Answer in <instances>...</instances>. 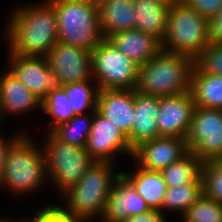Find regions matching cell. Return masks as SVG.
Instances as JSON below:
<instances>
[{
	"mask_svg": "<svg viewBox=\"0 0 222 222\" xmlns=\"http://www.w3.org/2000/svg\"><path fill=\"white\" fill-rule=\"evenodd\" d=\"M14 8L4 36L8 52L22 56L46 57L58 42V24L53 6L43 3Z\"/></svg>",
	"mask_w": 222,
	"mask_h": 222,
	"instance_id": "1",
	"label": "cell"
},
{
	"mask_svg": "<svg viewBox=\"0 0 222 222\" xmlns=\"http://www.w3.org/2000/svg\"><path fill=\"white\" fill-rule=\"evenodd\" d=\"M120 175L121 171L114 173L113 163L93 161L79 181L62 194L67 205L55 206L71 219L89 222L102 218L111 188Z\"/></svg>",
	"mask_w": 222,
	"mask_h": 222,
	"instance_id": "2",
	"label": "cell"
},
{
	"mask_svg": "<svg viewBox=\"0 0 222 222\" xmlns=\"http://www.w3.org/2000/svg\"><path fill=\"white\" fill-rule=\"evenodd\" d=\"M194 64L195 60L188 55L161 49L139 66L136 90L159 97L190 91Z\"/></svg>",
	"mask_w": 222,
	"mask_h": 222,
	"instance_id": "3",
	"label": "cell"
},
{
	"mask_svg": "<svg viewBox=\"0 0 222 222\" xmlns=\"http://www.w3.org/2000/svg\"><path fill=\"white\" fill-rule=\"evenodd\" d=\"M40 148L22 131L8 150L0 188L20 196L36 191L45 181L49 182L45 156Z\"/></svg>",
	"mask_w": 222,
	"mask_h": 222,
	"instance_id": "4",
	"label": "cell"
},
{
	"mask_svg": "<svg viewBox=\"0 0 222 222\" xmlns=\"http://www.w3.org/2000/svg\"><path fill=\"white\" fill-rule=\"evenodd\" d=\"M54 8L58 42L92 51L103 39L97 0H47Z\"/></svg>",
	"mask_w": 222,
	"mask_h": 222,
	"instance_id": "5",
	"label": "cell"
},
{
	"mask_svg": "<svg viewBox=\"0 0 222 222\" xmlns=\"http://www.w3.org/2000/svg\"><path fill=\"white\" fill-rule=\"evenodd\" d=\"M209 44L206 17L198 14L184 2L170 6L161 49L185 54L195 60Z\"/></svg>",
	"mask_w": 222,
	"mask_h": 222,
	"instance_id": "6",
	"label": "cell"
},
{
	"mask_svg": "<svg viewBox=\"0 0 222 222\" xmlns=\"http://www.w3.org/2000/svg\"><path fill=\"white\" fill-rule=\"evenodd\" d=\"M43 153L49 182L61 194L75 185L93 160L85 148L59 140L52 132H45Z\"/></svg>",
	"mask_w": 222,
	"mask_h": 222,
	"instance_id": "7",
	"label": "cell"
},
{
	"mask_svg": "<svg viewBox=\"0 0 222 222\" xmlns=\"http://www.w3.org/2000/svg\"><path fill=\"white\" fill-rule=\"evenodd\" d=\"M92 79L99 90L136 89L139 65L104 38L91 51Z\"/></svg>",
	"mask_w": 222,
	"mask_h": 222,
	"instance_id": "8",
	"label": "cell"
},
{
	"mask_svg": "<svg viewBox=\"0 0 222 222\" xmlns=\"http://www.w3.org/2000/svg\"><path fill=\"white\" fill-rule=\"evenodd\" d=\"M186 145L203 163L222 158V110L195 106Z\"/></svg>",
	"mask_w": 222,
	"mask_h": 222,
	"instance_id": "9",
	"label": "cell"
},
{
	"mask_svg": "<svg viewBox=\"0 0 222 222\" xmlns=\"http://www.w3.org/2000/svg\"><path fill=\"white\" fill-rule=\"evenodd\" d=\"M8 55L7 70L41 101L48 93L63 89V82L50 68L46 57Z\"/></svg>",
	"mask_w": 222,
	"mask_h": 222,
	"instance_id": "10",
	"label": "cell"
},
{
	"mask_svg": "<svg viewBox=\"0 0 222 222\" xmlns=\"http://www.w3.org/2000/svg\"><path fill=\"white\" fill-rule=\"evenodd\" d=\"M86 151L97 162L115 163L118 153L133 155L128 138L113 122L94 111L93 122L88 136ZM116 154V155H115ZM113 161V162H112Z\"/></svg>",
	"mask_w": 222,
	"mask_h": 222,
	"instance_id": "11",
	"label": "cell"
},
{
	"mask_svg": "<svg viewBox=\"0 0 222 222\" xmlns=\"http://www.w3.org/2000/svg\"><path fill=\"white\" fill-rule=\"evenodd\" d=\"M49 66L64 85L93 80L91 51L57 42L46 56Z\"/></svg>",
	"mask_w": 222,
	"mask_h": 222,
	"instance_id": "12",
	"label": "cell"
},
{
	"mask_svg": "<svg viewBox=\"0 0 222 222\" xmlns=\"http://www.w3.org/2000/svg\"><path fill=\"white\" fill-rule=\"evenodd\" d=\"M194 107L190 91L160 97L156 116L159 135L186 139Z\"/></svg>",
	"mask_w": 222,
	"mask_h": 222,
	"instance_id": "13",
	"label": "cell"
},
{
	"mask_svg": "<svg viewBox=\"0 0 222 222\" xmlns=\"http://www.w3.org/2000/svg\"><path fill=\"white\" fill-rule=\"evenodd\" d=\"M188 152L186 139L161 136L140 143L133 149L135 164L145 169L161 171Z\"/></svg>",
	"mask_w": 222,
	"mask_h": 222,
	"instance_id": "14",
	"label": "cell"
},
{
	"mask_svg": "<svg viewBox=\"0 0 222 222\" xmlns=\"http://www.w3.org/2000/svg\"><path fill=\"white\" fill-rule=\"evenodd\" d=\"M151 210L131 183L121 174L111 188L101 222H124Z\"/></svg>",
	"mask_w": 222,
	"mask_h": 222,
	"instance_id": "15",
	"label": "cell"
},
{
	"mask_svg": "<svg viewBox=\"0 0 222 222\" xmlns=\"http://www.w3.org/2000/svg\"><path fill=\"white\" fill-rule=\"evenodd\" d=\"M96 110L128 137L134 123V89H103L98 91Z\"/></svg>",
	"mask_w": 222,
	"mask_h": 222,
	"instance_id": "16",
	"label": "cell"
},
{
	"mask_svg": "<svg viewBox=\"0 0 222 222\" xmlns=\"http://www.w3.org/2000/svg\"><path fill=\"white\" fill-rule=\"evenodd\" d=\"M159 96L144 94L134 89V123L127 137L132 149L140 143L161 137L156 116L159 113Z\"/></svg>",
	"mask_w": 222,
	"mask_h": 222,
	"instance_id": "17",
	"label": "cell"
},
{
	"mask_svg": "<svg viewBox=\"0 0 222 222\" xmlns=\"http://www.w3.org/2000/svg\"><path fill=\"white\" fill-rule=\"evenodd\" d=\"M39 108L41 100L32 94L8 70L0 74V125L5 115H21Z\"/></svg>",
	"mask_w": 222,
	"mask_h": 222,
	"instance_id": "18",
	"label": "cell"
},
{
	"mask_svg": "<svg viewBox=\"0 0 222 222\" xmlns=\"http://www.w3.org/2000/svg\"><path fill=\"white\" fill-rule=\"evenodd\" d=\"M126 57L141 66L161 50V43L139 30L118 32L108 38Z\"/></svg>",
	"mask_w": 222,
	"mask_h": 222,
	"instance_id": "19",
	"label": "cell"
},
{
	"mask_svg": "<svg viewBox=\"0 0 222 222\" xmlns=\"http://www.w3.org/2000/svg\"><path fill=\"white\" fill-rule=\"evenodd\" d=\"M97 4L104 38L108 39L118 32L135 29L133 0H97Z\"/></svg>",
	"mask_w": 222,
	"mask_h": 222,
	"instance_id": "20",
	"label": "cell"
},
{
	"mask_svg": "<svg viewBox=\"0 0 222 222\" xmlns=\"http://www.w3.org/2000/svg\"><path fill=\"white\" fill-rule=\"evenodd\" d=\"M135 29L155 37L160 43L167 30L170 6L156 0H133Z\"/></svg>",
	"mask_w": 222,
	"mask_h": 222,
	"instance_id": "21",
	"label": "cell"
},
{
	"mask_svg": "<svg viewBox=\"0 0 222 222\" xmlns=\"http://www.w3.org/2000/svg\"><path fill=\"white\" fill-rule=\"evenodd\" d=\"M121 174L141 195L150 209L162 212V201L167 186L160 171L145 169L138 165L133 173L122 171Z\"/></svg>",
	"mask_w": 222,
	"mask_h": 222,
	"instance_id": "22",
	"label": "cell"
},
{
	"mask_svg": "<svg viewBox=\"0 0 222 222\" xmlns=\"http://www.w3.org/2000/svg\"><path fill=\"white\" fill-rule=\"evenodd\" d=\"M190 92L194 106L222 110V75L206 73L195 63Z\"/></svg>",
	"mask_w": 222,
	"mask_h": 222,
	"instance_id": "23",
	"label": "cell"
},
{
	"mask_svg": "<svg viewBox=\"0 0 222 222\" xmlns=\"http://www.w3.org/2000/svg\"><path fill=\"white\" fill-rule=\"evenodd\" d=\"M202 164L200 159L188 151L182 158L160 172L167 188L178 187L195 183L201 177Z\"/></svg>",
	"mask_w": 222,
	"mask_h": 222,
	"instance_id": "24",
	"label": "cell"
},
{
	"mask_svg": "<svg viewBox=\"0 0 222 222\" xmlns=\"http://www.w3.org/2000/svg\"><path fill=\"white\" fill-rule=\"evenodd\" d=\"M203 194L202 177L192 184L167 188L162 201V213L164 214L167 209L177 211L182 216Z\"/></svg>",
	"mask_w": 222,
	"mask_h": 222,
	"instance_id": "25",
	"label": "cell"
},
{
	"mask_svg": "<svg viewBox=\"0 0 222 222\" xmlns=\"http://www.w3.org/2000/svg\"><path fill=\"white\" fill-rule=\"evenodd\" d=\"M91 115H89V114ZM75 115L68 122L55 127L51 132L61 141L68 144L86 148L90 134L94 112Z\"/></svg>",
	"mask_w": 222,
	"mask_h": 222,
	"instance_id": "26",
	"label": "cell"
},
{
	"mask_svg": "<svg viewBox=\"0 0 222 222\" xmlns=\"http://www.w3.org/2000/svg\"><path fill=\"white\" fill-rule=\"evenodd\" d=\"M90 81L92 82V80H88L69 83L63 87L75 115L86 114V111L89 110L91 112L96 110L99 88L96 84L91 86Z\"/></svg>",
	"mask_w": 222,
	"mask_h": 222,
	"instance_id": "27",
	"label": "cell"
},
{
	"mask_svg": "<svg viewBox=\"0 0 222 222\" xmlns=\"http://www.w3.org/2000/svg\"><path fill=\"white\" fill-rule=\"evenodd\" d=\"M68 100L66 91L61 89L48 93L41 101V110L51 118L47 132L75 116Z\"/></svg>",
	"mask_w": 222,
	"mask_h": 222,
	"instance_id": "28",
	"label": "cell"
},
{
	"mask_svg": "<svg viewBox=\"0 0 222 222\" xmlns=\"http://www.w3.org/2000/svg\"><path fill=\"white\" fill-rule=\"evenodd\" d=\"M181 218L184 222H222V204L203 194Z\"/></svg>",
	"mask_w": 222,
	"mask_h": 222,
	"instance_id": "29",
	"label": "cell"
},
{
	"mask_svg": "<svg viewBox=\"0 0 222 222\" xmlns=\"http://www.w3.org/2000/svg\"><path fill=\"white\" fill-rule=\"evenodd\" d=\"M201 177L204 195L222 204V158L204 162Z\"/></svg>",
	"mask_w": 222,
	"mask_h": 222,
	"instance_id": "30",
	"label": "cell"
},
{
	"mask_svg": "<svg viewBox=\"0 0 222 222\" xmlns=\"http://www.w3.org/2000/svg\"><path fill=\"white\" fill-rule=\"evenodd\" d=\"M195 63L206 73L222 75V44L210 43Z\"/></svg>",
	"mask_w": 222,
	"mask_h": 222,
	"instance_id": "31",
	"label": "cell"
},
{
	"mask_svg": "<svg viewBox=\"0 0 222 222\" xmlns=\"http://www.w3.org/2000/svg\"><path fill=\"white\" fill-rule=\"evenodd\" d=\"M48 204V205H47ZM47 204L36 211L33 218L26 219V222H85L83 220L71 219L69 216L64 215L55 204Z\"/></svg>",
	"mask_w": 222,
	"mask_h": 222,
	"instance_id": "32",
	"label": "cell"
},
{
	"mask_svg": "<svg viewBox=\"0 0 222 222\" xmlns=\"http://www.w3.org/2000/svg\"><path fill=\"white\" fill-rule=\"evenodd\" d=\"M183 2L207 19L215 16L222 8V0H183Z\"/></svg>",
	"mask_w": 222,
	"mask_h": 222,
	"instance_id": "33",
	"label": "cell"
},
{
	"mask_svg": "<svg viewBox=\"0 0 222 222\" xmlns=\"http://www.w3.org/2000/svg\"><path fill=\"white\" fill-rule=\"evenodd\" d=\"M208 39L210 43L222 44V8L208 19Z\"/></svg>",
	"mask_w": 222,
	"mask_h": 222,
	"instance_id": "34",
	"label": "cell"
},
{
	"mask_svg": "<svg viewBox=\"0 0 222 222\" xmlns=\"http://www.w3.org/2000/svg\"><path fill=\"white\" fill-rule=\"evenodd\" d=\"M166 214L159 210H149L147 212L131 216L127 222H167Z\"/></svg>",
	"mask_w": 222,
	"mask_h": 222,
	"instance_id": "35",
	"label": "cell"
},
{
	"mask_svg": "<svg viewBox=\"0 0 222 222\" xmlns=\"http://www.w3.org/2000/svg\"><path fill=\"white\" fill-rule=\"evenodd\" d=\"M22 133H17L16 135H14L11 140L5 139L4 136L2 137V135H0V176L3 173L4 170V165H5V161H6V157H7V153L8 150L11 146V144L21 135ZM6 140V141H5Z\"/></svg>",
	"mask_w": 222,
	"mask_h": 222,
	"instance_id": "36",
	"label": "cell"
},
{
	"mask_svg": "<svg viewBox=\"0 0 222 222\" xmlns=\"http://www.w3.org/2000/svg\"><path fill=\"white\" fill-rule=\"evenodd\" d=\"M156 1H160L168 6H172L174 4L183 2V0H156Z\"/></svg>",
	"mask_w": 222,
	"mask_h": 222,
	"instance_id": "37",
	"label": "cell"
},
{
	"mask_svg": "<svg viewBox=\"0 0 222 222\" xmlns=\"http://www.w3.org/2000/svg\"><path fill=\"white\" fill-rule=\"evenodd\" d=\"M25 220V221H24ZM22 219V221L21 220H12V219H5V218H2V217H0V222H26V219Z\"/></svg>",
	"mask_w": 222,
	"mask_h": 222,
	"instance_id": "38",
	"label": "cell"
}]
</instances>
